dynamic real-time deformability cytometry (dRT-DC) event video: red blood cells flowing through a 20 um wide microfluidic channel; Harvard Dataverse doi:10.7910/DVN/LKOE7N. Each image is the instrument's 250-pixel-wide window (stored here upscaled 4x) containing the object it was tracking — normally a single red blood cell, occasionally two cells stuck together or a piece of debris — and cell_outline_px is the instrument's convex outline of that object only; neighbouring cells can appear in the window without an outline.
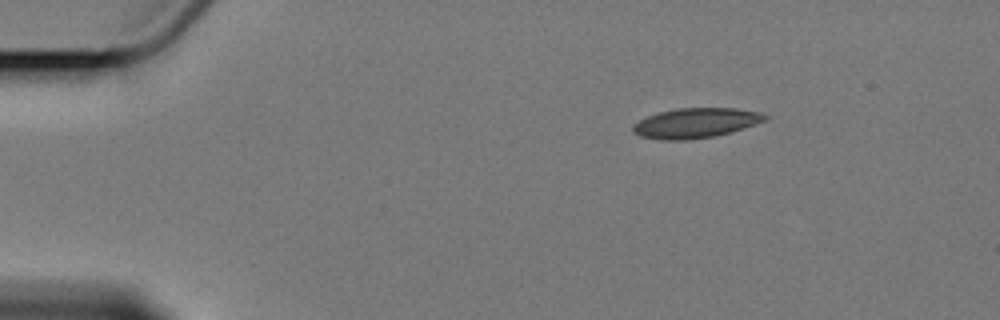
{"species": "Egyptian fruit bat (a non-hibernating species)", "species_latin": "Rousettus aegyptiacus", "temperature_condition": "cold", "stored_images_in_passage": 4, "camera_frame_rate_fps": 3000, "um_per_image_px": 0.085, "animal": {"sex": "female"}, "frame": {"image": 1, "passage_image": 1, "time_ms": 0.0, "image_size_px": [1000, 320], "cell_outline_px": [[768, 120], [732, 132], [712, 136], [688, 140], [664, 140], [640, 136], [632, 132], [632, 124], [648, 116], [660, 112], [676, 108], [736, 108], [760, 112], [768, 116]], "centroid_in_image_um": [59.15, 10.45], "position_along_channel_um": 25.9, "area_um2": 23.06}}
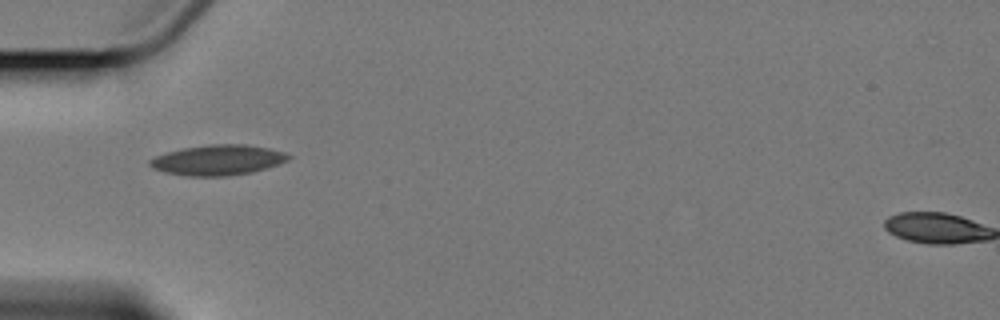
{"frame": {"image": 2, "passage_image": 3, "time_ms": 3.333, "image_size_px": [1000, 320], "cell_outline_px": [[292, 156], [288, 160], [280, 164], [268, 168], [252, 172], [228, 176], [188, 176], [164, 172], [152, 168], [148, 164], [148, 160], [156, 156], [168, 152], [184, 148], [208, 144], [248, 144], [268, 148], [284, 152]], "centroid_in_image_um": [18.54, 13.6], "position_along_channel_um": 66.5, "area_um2": 24.62}}
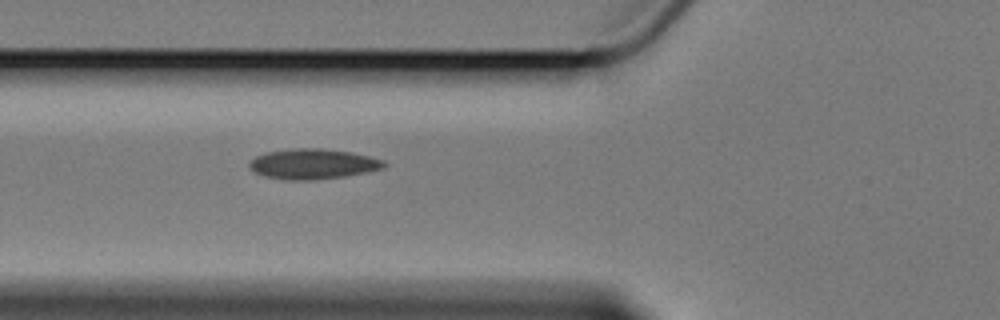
{"frame": {"image": 3, "passage_image": 4, "time_ms": 4.333, "image_size_px": [1000, 320], "cell_outline_px": [[388, 164], [384, 168], [368, 172], [344, 176], [316, 180], [284, 180], [264, 176], [256, 172], [248, 164], [256, 156], [264, 152], [296, 148], [324, 148], [352, 152], [384, 160]], "centroid_in_image_um": [26.63, 13.93], "position_along_channel_um": 99.2, "area_um2": 23.87}}